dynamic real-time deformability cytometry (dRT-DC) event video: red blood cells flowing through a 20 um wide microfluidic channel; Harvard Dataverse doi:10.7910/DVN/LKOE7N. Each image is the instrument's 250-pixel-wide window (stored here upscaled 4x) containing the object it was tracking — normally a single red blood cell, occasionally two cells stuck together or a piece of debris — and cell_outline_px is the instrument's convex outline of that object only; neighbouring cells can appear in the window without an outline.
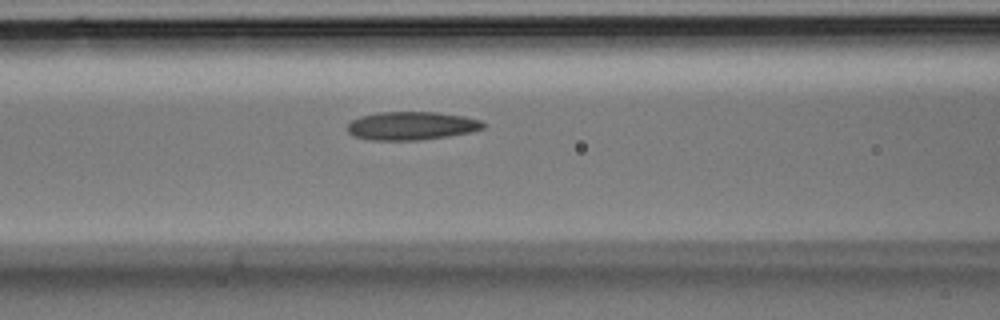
{"species": "Egyptian fruit bat (a non-hibernating species)", "species_latin": "Rousettus aegyptiacus", "temperature_condition": "room temperature", "stored_images_in_passage": 27, "camera_frame_rate_fps": 3000, "um_per_image_px": 0.085, "animal": {"sex": "male"}, "frame": {"image": 1, "passage_image": 6, "time_ms": 1.667, "image_size_px": [1000, 320], "cell_outline_px": [[488, 124], [484, 128], [472, 132], [448, 136], [420, 140], [368, 140], [356, 136], [348, 132], [348, 124], [352, 120], [360, 116], [380, 112], [436, 112], [464, 116], [480, 120]], "centroid_in_image_um": [35.02, 10.69], "position_along_channel_um": 131.6, "area_um2": 22.48}}
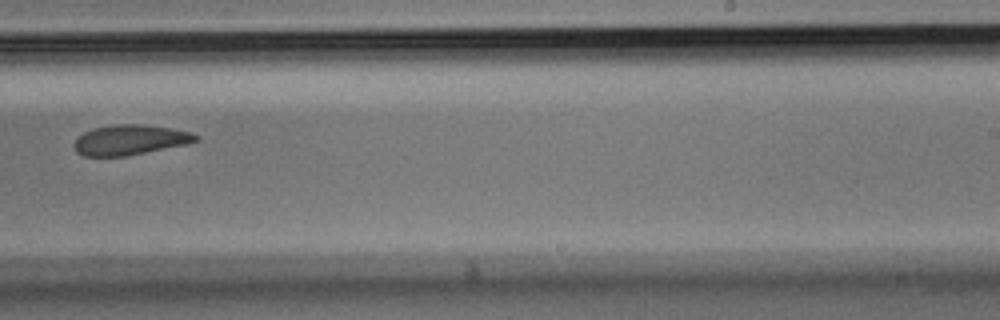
{"frame": {"image": 2, "passage_image": 14, "time_ms": 4.333, "image_size_px": [1000, 320], "cell_outline_px": [[200, 140], [188, 144], [124, 156], [84, 156], [76, 152], [72, 144], [76, 136], [92, 128], [112, 124], [136, 124], [168, 128], [192, 132], [200, 136]], "centroid_in_image_um": [11.02, 11.89], "position_along_channel_um": 278.0, "area_um2": 21.5}}
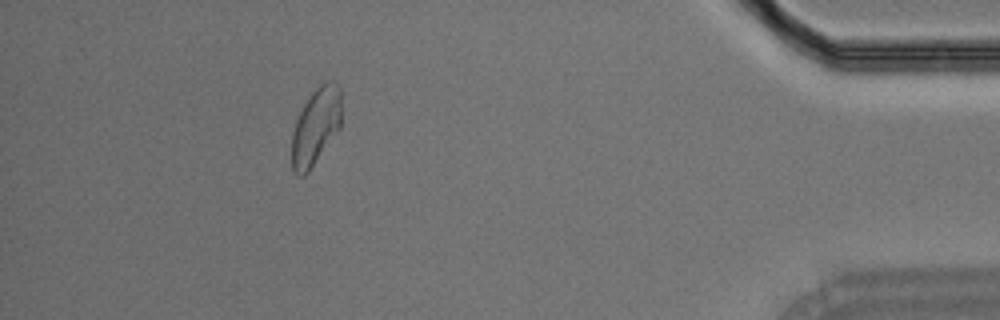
{"frame": {"image": 3, "passage_image": 24, "time_ms": 7.667, "image_size_px": [1000, 320], "cell_outline_px": [[340, 128], [308, 172], [304, 176], [300, 176], [292, 168], [292, 132], [296, 120], [304, 104], [312, 92], [324, 80], [332, 80], [340, 88]], "centroid_in_image_um": [26.84, 10.73], "position_along_channel_um": 408.4, "area_um2": 22.02}}